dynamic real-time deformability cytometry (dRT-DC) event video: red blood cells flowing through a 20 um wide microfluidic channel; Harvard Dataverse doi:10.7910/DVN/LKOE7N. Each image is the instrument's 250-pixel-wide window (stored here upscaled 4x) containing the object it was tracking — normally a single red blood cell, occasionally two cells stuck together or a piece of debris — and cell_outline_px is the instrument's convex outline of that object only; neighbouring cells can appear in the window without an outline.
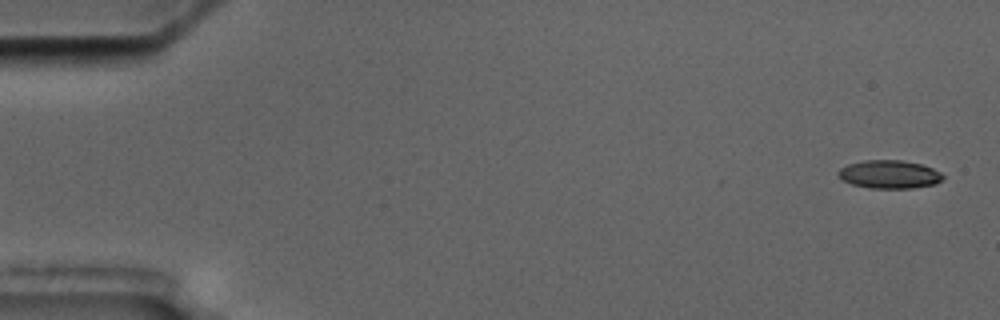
{"species": "common noctule bat (a hibernating species)", "species_latin": "Nyctalus noctula", "temperature_condition": "cold", "stored_images_in_passage": 11, "camera_frame_rate_fps": 3000, "um_per_image_px": 0.085, "animal": {"sex": "male", "body_mass_g": 17.5, "forearm_length_mm": 52.3}, "frame": {"image": 1, "passage_image": 1, "time_ms": 0.0, "image_size_px": [1000, 320], "cell_outline_px": [[944, 176], [936, 184], [912, 188], [868, 188], [852, 184], [844, 180], [836, 172], [840, 168], [848, 164], [864, 160], [900, 160], [920, 164], [932, 168], [940, 172]], "centroid_in_image_um": [75.58, 14.82], "position_along_channel_um": 9.4, "area_um2": 17.11}}
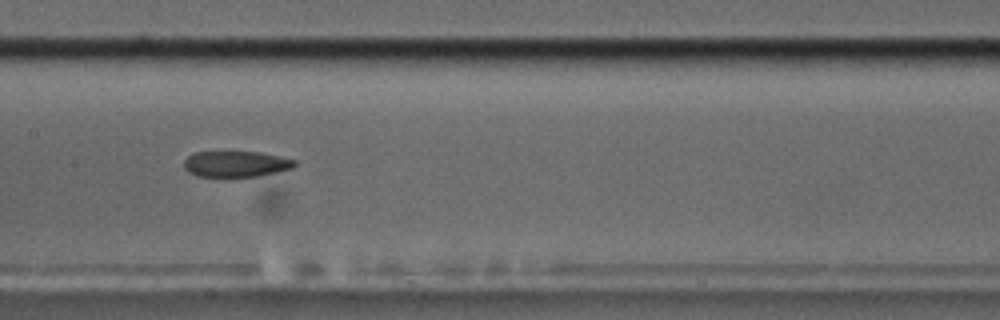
{"frame": {"image": 2, "passage_image": 8, "time_ms": 9.0, "image_size_px": [1000, 320], "cell_outline_px": [[296, 164], [292, 168], [276, 172], [256, 176], [196, 176], [188, 172], [184, 168], [184, 160], [192, 152], [260, 152], [280, 156], [296, 160]], "centroid_in_image_um": [20.04, 13.93], "position_along_channel_um": 187.4, "area_um2": 16.65}}
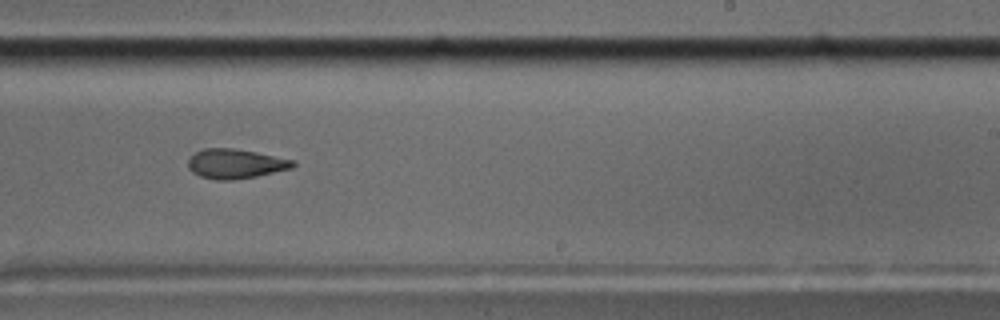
{"frame": {"image": 3, "passage_image": 10, "time_ms": 11.333, "image_size_px": [1000, 320], "cell_outline_px": [[296, 164], [292, 168], [256, 176], [232, 180], [216, 180], [200, 176], [192, 172], [188, 168], [188, 160], [196, 152], [204, 148], [232, 148], [256, 152], [296, 160]], "centroid_in_image_um": [20.02, 13.92], "position_along_channel_um": 269.0, "area_um2": 18.03}}